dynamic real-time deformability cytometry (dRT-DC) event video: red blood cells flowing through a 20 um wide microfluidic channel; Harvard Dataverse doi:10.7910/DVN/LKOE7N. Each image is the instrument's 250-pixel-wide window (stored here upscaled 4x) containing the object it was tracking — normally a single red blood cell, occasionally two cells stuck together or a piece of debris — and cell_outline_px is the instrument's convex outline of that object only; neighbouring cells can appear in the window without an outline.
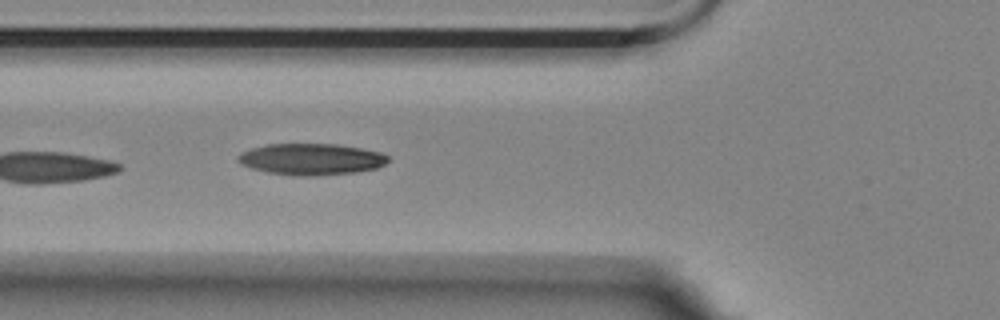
{"species": "Egyptian fruit bat (a non-hibernating species)", "species_latin": "Rousettus aegyptiacus", "temperature_condition": "room temperature", "stored_images_in_passage": 6, "camera_frame_rate_fps": 3000, "um_per_image_px": 0.085, "animal": {"sex": "female"}, "frame": {"image": 1, "passage_image": 6, "time_ms": 5.667, "image_size_px": [1000, 320], "cell_outline_px": [[388, 160], [384, 164], [376, 168], [356, 172], [316, 176], [292, 176], [268, 172], [252, 168], [240, 164], [236, 160], [236, 156], [240, 152], [252, 148], [268, 144], [336, 144], [360, 148], [380, 152], [388, 156]], "centroid_in_image_um": [26.41, 13.54], "position_along_channel_um": 99.4, "area_um2": 27.57}}